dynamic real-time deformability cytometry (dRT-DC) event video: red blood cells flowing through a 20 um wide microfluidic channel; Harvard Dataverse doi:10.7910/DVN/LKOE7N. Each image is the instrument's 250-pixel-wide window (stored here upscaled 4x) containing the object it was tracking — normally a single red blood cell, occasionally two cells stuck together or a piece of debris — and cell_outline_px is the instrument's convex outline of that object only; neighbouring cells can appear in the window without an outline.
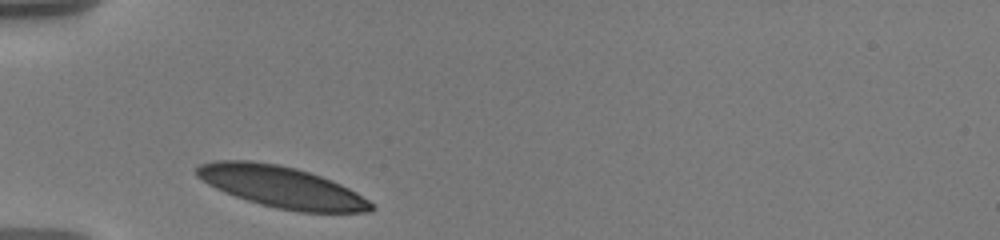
{"species": "human", "species_latin": "Homo sapiens", "temperature_condition": "warm", "stored_images_in_passage": 31, "camera_frame_rate_fps": 3000, "um_per_image_px": 0.085, "donor": {"sex": "male"}, "frame": {"image": 1, "passage_image": 1, "time_ms": 0.0, "image_size_px": [1000, 240], "cell_outline_px": [[376, 208], [372, 212], [300, 212], [276, 208], [260, 204], [224, 192], [208, 184], [196, 176], [196, 168], [200, 164], [216, 160], [248, 160], [276, 164], [296, 168], [332, 180], [356, 192], [368, 200]], "centroid_in_image_um": [23.93, 15.89], "position_along_channel_um": 61.1, "area_um2": 41.85}}
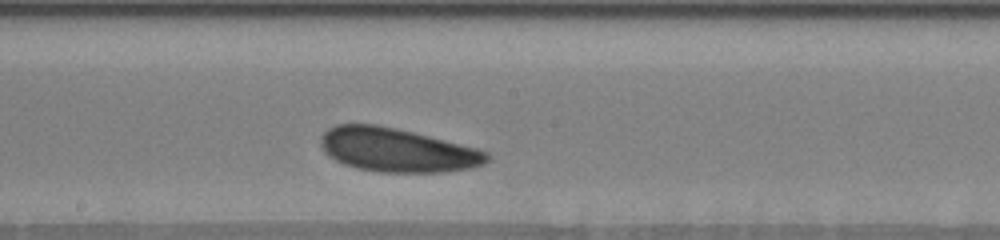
{"frame": {"image": 2, "passage_image": 15, "time_ms": 4.667, "image_size_px": [1000, 240], "cell_outline_px": [[488, 160], [484, 164], [468, 168], [444, 172], [380, 172], [356, 168], [344, 164], [328, 156], [324, 152], [320, 144], [320, 136], [328, 128], [336, 124], [376, 124], [396, 128], [476, 148], [488, 152]], "centroid_in_image_um": [33.7, 12.75], "position_along_channel_um": 214.5, "area_um2": 42.25}}
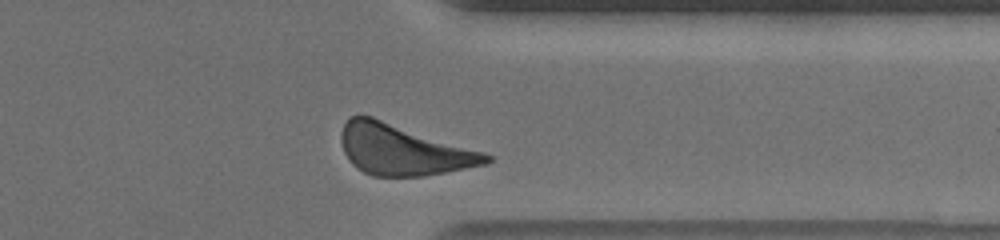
{"frame": {"image": 3, "passage_image": 29, "time_ms": 9.333, "image_size_px": [1000, 240], "cell_outline_px": [[492, 160], [488, 164], [424, 176], [372, 176], [364, 172], [352, 164], [344, 152], [340, 140], [340, 132], [344, 124], [352, 116], [372, 116], [484, 152], [492, 156]], "centroid_in_image_um": [34.26, 12.74], "position_along_channel_um": 377.1, "area_um2": 42.66}, "authors_computed_cell_mechanics": {"area_um2": 41.7894, "velocity_mm_per_s": 3.484, "shape_relaxation_time_tau1_ms": 1.3977, "shape_relaxation_time_tau2_ms": 7.3355, "deformation_change_tau1": 0.0728, "deformation_change_tau2": 0.1623}}